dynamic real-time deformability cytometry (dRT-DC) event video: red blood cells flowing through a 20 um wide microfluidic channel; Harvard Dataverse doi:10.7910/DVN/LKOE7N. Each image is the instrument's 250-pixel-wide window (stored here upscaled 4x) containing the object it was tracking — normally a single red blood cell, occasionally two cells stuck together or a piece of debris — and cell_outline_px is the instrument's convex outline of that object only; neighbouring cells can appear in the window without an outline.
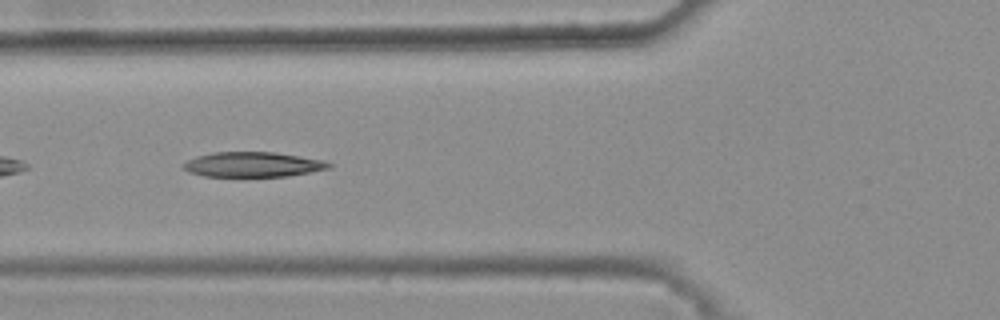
{"species": "common noctule bat (a hibernating species)", "species_latin": "Nyctalus noctula", "temperature_condition": "warm", "stored_images_in_passage": 26, "camera_frame_rate_fps": 3000, "um_per_image_px": 0.085, "animal": {"sex": "female", "body_mass_g": 25.1}, "frame": {"image": 1, "passage_image": 5, "time_ms": 1.333, "image_size_px": [1000, 320], "cell_outline_px": [[332, 168], [288, 176], [204, 176], [188, 172], [180, 164], [196, 156], [212, 152], [276, 152], [324, 160], [332, 164]], "centroid_in_image_um": [21.49, 13.97], "position_along_channel_um": 104.3, "area_um2": 21.27}}
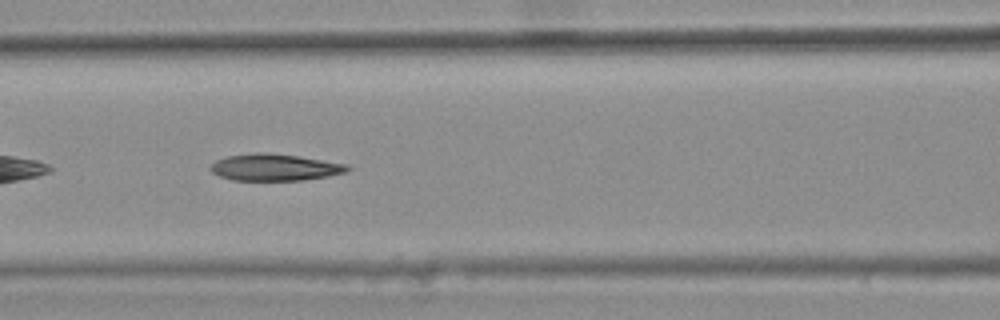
{"frame": {"image": 2, "passage_image": 8, "time_ms": 2.333, "image_size_px": [1000, 320], "cell_outline_px": [[352, 168], [348, 172], [328, 176], [304, 180], [232, 180], [220, 176], [212, 172], [208, 168], [216, 160], [228, 156], [252, 152], [260, 152], [296, 156], [348, 164]], "centroid_in_image_um": [23.36, 14.23], "position_along_channel_um": 143.2, "area_um2": 21.33}}
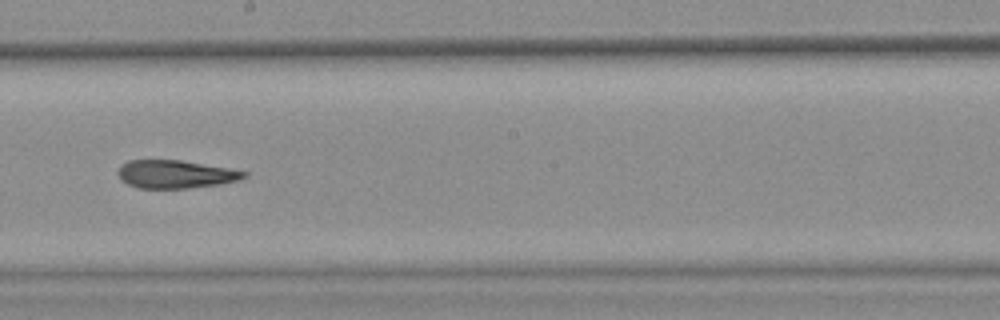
{"frame": {"image": 3, "passage_image": 15, "time_ms": 4.667, "image_size_px": [1000, 320], "cell_outline_px": [[248, 176], [240, 180], [220, 184], [188, 188], [136, 188], [120, 180], [116, 172], [120, 164], [128, 160], [180, 160], [228, 168], [248, 172]], "centroid_in_image_um": [14.88, 14.81], "position_along_channel_um": 233.3, "area_um2": 20.81}, "authors_computed_cell_mechanics": {"area_um2": 21.675, "velocity_mm_per_s": 3.8686, "shape_relaxation_time_tau1_ms": null, "shape_relaxation_time_tau2_ms": 5.2312, "deformation_change_tau1": null, "deformation_change_tau2": 0.1683}}